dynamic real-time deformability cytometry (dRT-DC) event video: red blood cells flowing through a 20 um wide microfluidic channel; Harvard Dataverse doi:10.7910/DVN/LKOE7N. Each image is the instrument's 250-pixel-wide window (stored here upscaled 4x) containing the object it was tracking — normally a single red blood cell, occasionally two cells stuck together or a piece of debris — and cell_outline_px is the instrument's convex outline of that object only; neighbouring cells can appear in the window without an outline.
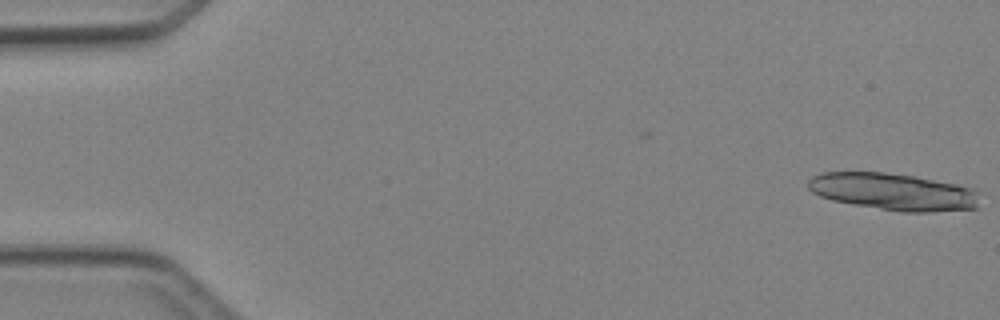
{"species": "Egyptian fruit bat (a non-hibernating species)", "species_latin": "Rousettus aegyptiacus", "temperature_condition": "cold", "stored_images_in_passage": 5, "camera_frame_rate_fps": 3000, "um_per_image_px": 0.085, "animal": {"sex": "female"}, "frame": {"image": 1, "passage_image": 1, "time_ms": 0.0, "image_size_px": [1000, 320], "cell_outline_px": [[980, 208], [928, 212], [900, 212], [832, 200], [820, 196], [812, 192], [808, 188], [808, 180], [812, 176], [820, 172], [884, 172], [916, 176], [956, 184], [972, 188], [980, 192]], "centroid_in_image_um": [75.98, 16.29], "position_along_channel_um": 9.0, "area_um2": 37.4}}